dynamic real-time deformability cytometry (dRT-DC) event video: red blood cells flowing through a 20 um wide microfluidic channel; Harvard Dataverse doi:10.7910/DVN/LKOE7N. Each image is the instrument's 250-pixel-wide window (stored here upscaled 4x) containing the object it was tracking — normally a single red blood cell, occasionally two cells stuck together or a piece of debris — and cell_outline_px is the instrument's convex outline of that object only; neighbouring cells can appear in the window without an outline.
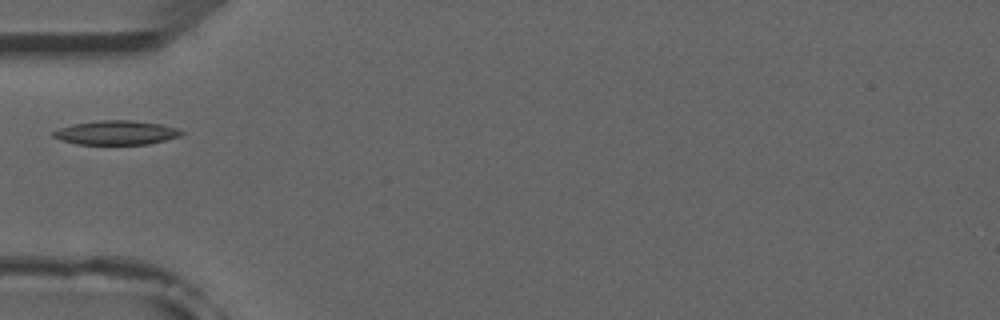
{"species": "common noctule bat (a hibernating species)", "species_latin": "Nyctalus noctula", "temperature_condition": "room temperature", "stored_images_in_passage": 2, "camera_frame_rate_fps": 3000, "um_per_image_px": 0.085, "animal": {"sex": "male", "forearm_length_mm": 52.5}, "frame": {"image": 1, "passage_image": 1, "time_ms": 0.0, "image_size_px": [1000, 320], "cell_outline_px": [[184, 132], [180, 136], [148, 144], [76, 144], [60, 140], [52, 136], [52, 132], [60, 128], [72, 124], [100, 120], [132, 120], [160, 124], [176, 128]], "centroid_in_image_um": [9.85, 11.27], "position_along_channel_um": 75.2, "area_um2": 17.92}}
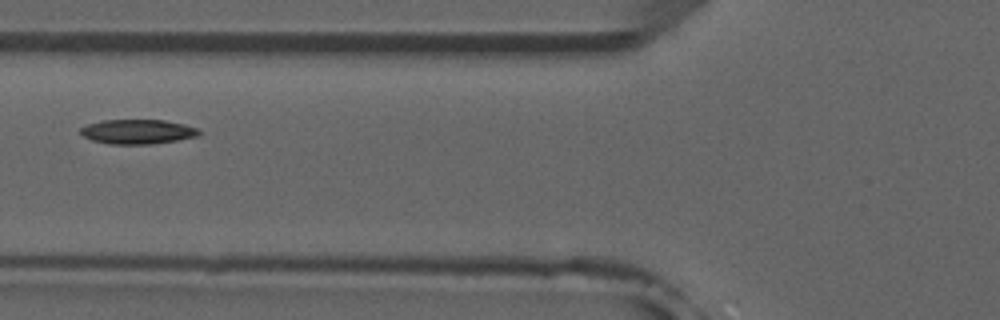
{"frame": {"image": 2, "passage_image": 2, "time_ms": 1.0, "image_size_px": [1000, 320], "cell_outline_px": [[200, 136], [152, 144], [108, 144], [92, 140], [84, 136], [80, 132], [80, 128], [88, 124], [104, 120], [164, 120], [184, 124], [200, 128]], "centroid_in_image_um": [11.73, 11.19], "position_along_channel_um": 114.1, "area_um2": 16.99}}